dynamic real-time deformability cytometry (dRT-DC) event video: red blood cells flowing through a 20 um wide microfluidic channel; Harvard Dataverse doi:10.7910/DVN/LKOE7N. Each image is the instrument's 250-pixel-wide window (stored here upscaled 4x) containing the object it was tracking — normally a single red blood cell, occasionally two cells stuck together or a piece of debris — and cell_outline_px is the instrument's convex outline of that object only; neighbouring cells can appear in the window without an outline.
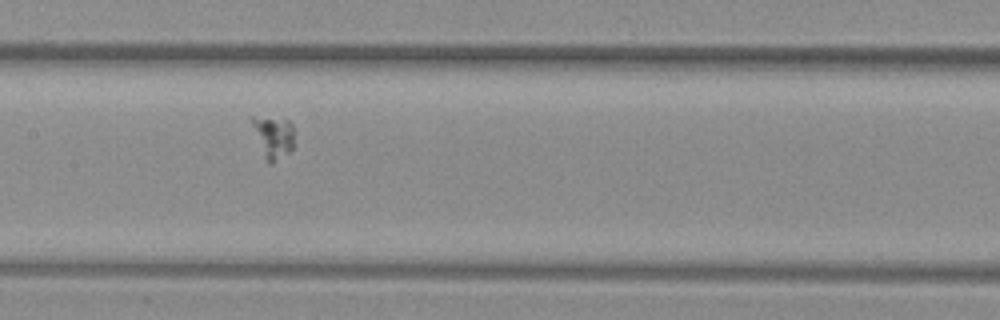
{"species": "common noctule bat (a hibernating species)", "species_latin": "Nyctalus noctula", "temperature_condition": "warm", "stored_images_in_passage": 37, "camera_frame_rate_fps": 3000, "um_per_image_px": 0.085, "animal": {"sex": "female", "body_mass_g": 29.2, "forearm_length_mm": 56.3}, "frame": {"image": 1, "passage_image": 11, "time_ms": 3.333, "image_size_px": [1000, 320], "cell_outline_px": [[292, 148], [288, 152], [272, 164], [268, 164], [264, 156], [252, 124], [252, 116], [284, 116], [292, 124]], "centroid_in_image_um": [23.23, 11.58], "position_along_channel_um": 184.2, "area_um2": 10.35}}
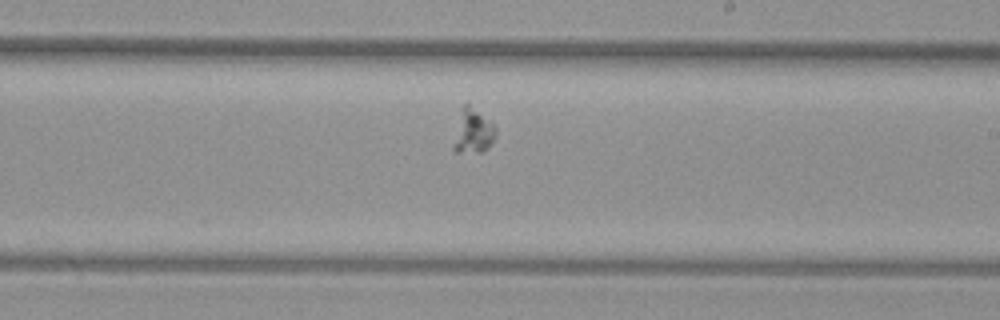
{"frame": {"image": 2, "passage_image": 16, "time_ms": 5.0, "image_size_px": [1000, 320], "cell_outline_px": [[496, 136], [488, 148], [484, 152], [456, 152], [452, 148], [452, 144], [464, 104], [468, 104], [492, 124], [496, 128]], "centroid_in_image_um": [40.21, 11.23], "position_along_channel_um": 248.8, "area_um2": 10.46}}
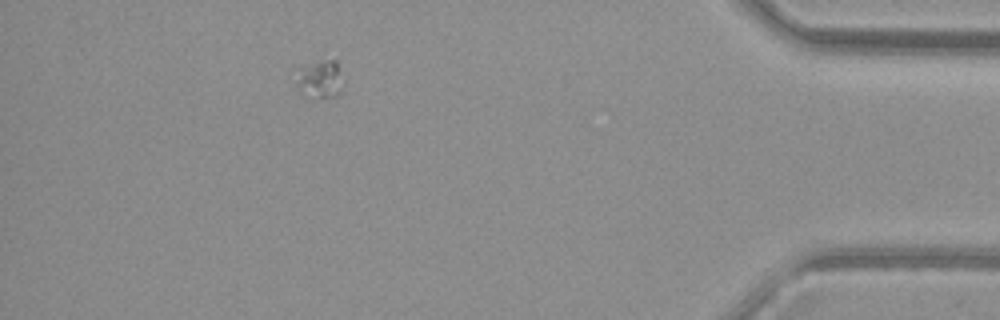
{"frame": {"image": 3, "passage_image": 32, "time_ms": 10.333, "image_size_px": [1000, 320], "cell_outline_px": [[340, 92], [336, 96], [328, 100], [304, 100], [296, 84], [300, 68], [328, 60], [336, 60], [340, 88]], "centroid_in_image_um": [27.13, 6.9], "position_along_channel_um": 408.1, "area_um2": 10.29}}